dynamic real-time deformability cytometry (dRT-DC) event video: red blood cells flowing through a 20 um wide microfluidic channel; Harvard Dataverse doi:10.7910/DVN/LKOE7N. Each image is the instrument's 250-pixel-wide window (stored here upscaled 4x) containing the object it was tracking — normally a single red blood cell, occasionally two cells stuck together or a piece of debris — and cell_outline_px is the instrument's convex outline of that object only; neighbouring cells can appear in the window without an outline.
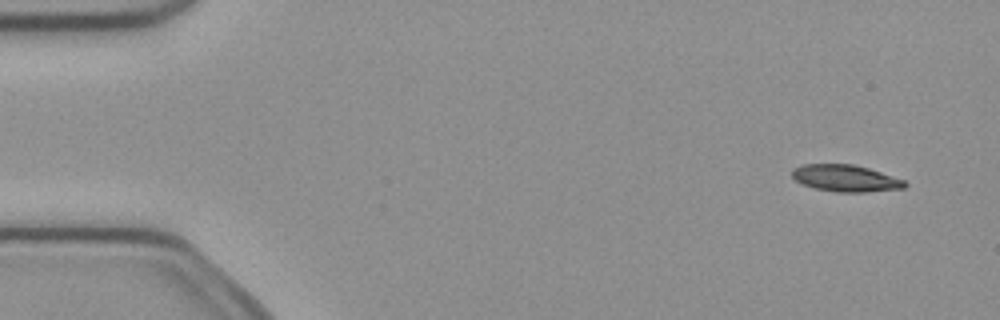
{"species": "common noctule bat (a hibernating species)", "species_latin": "Nyctalus noctula", "temperature_condition": "cold", "stored_images_in_passage": 4, "camera_frame_rate_fps": 3000, "um_per_image_px": 0.085, "animal": {"sex": "female", "body_mass_g": 21.9}, "frame": {"image": 1, "passage_image": 1, "time_ms": 0.0, "image_size_px": [1000, 320], "cell_outline_px": [[908, 184], [904, 188], [864, 192], [836, 192], [816, 188], [804, 184], [796, 180], [792, 176], [792, 168], [800, 164], [852, 164], [868, 168], [904, 180]], "centroid_in_image_um": [71.85, 15.14], "position_along_channel_um": 13.1, "area_um2": 17.46}}